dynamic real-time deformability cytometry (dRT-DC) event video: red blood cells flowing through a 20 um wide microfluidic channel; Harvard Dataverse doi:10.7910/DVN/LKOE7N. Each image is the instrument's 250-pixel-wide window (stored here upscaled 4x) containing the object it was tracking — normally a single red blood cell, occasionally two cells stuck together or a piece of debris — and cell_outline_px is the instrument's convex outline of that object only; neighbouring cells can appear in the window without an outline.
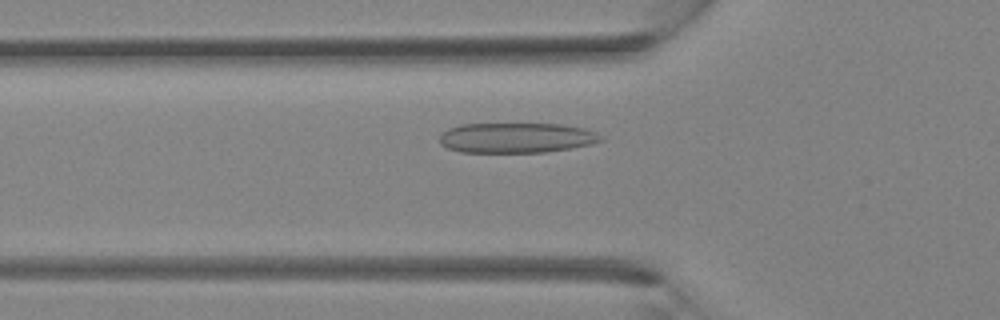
{"species": "Egyptian fruit bat (a non-hibernating species)", "species_latin": "Rousettus aegyptiacus", "temperature_condition": "room temperature", "stored_images_in_passage": 37, "camera_frame_rate_fps": 3000, "um_per_image_px": 0.085, "animal": {"sex": "female"}, "frame": {"image": 1, "passage_image": 12, "time_ms": 3.667, "image_size_px": [1000, 320], "cell_outline_px": [[604, 140], [592, 144], [572, 148], [544, 152], [460, 152], [448, 148], [440, 144], [440, 136], [448, 128], [460, 124], [560, 124], [584, 128], [596, 132], [604, 136]], "centroid_in_image_um": [43.93, 11.71], "position_along_channel_um": 81.9, "area_um2": 28.44}}
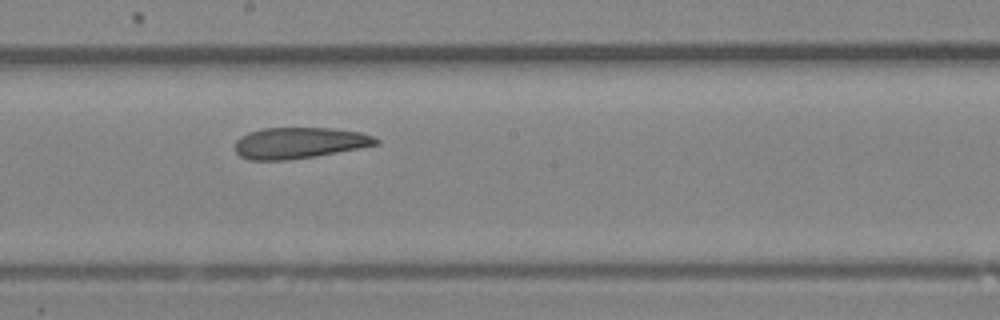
{"frame": {"image": 2, "passage_image": 20, "time_ms": 6.333, "image_size_px": [1000, 320], "cell_outline_px": [[380, 144], [360, 148], [316, 156], [288, 160], [248, 160], [240, 156], [236, 152], [236, 140], [240, 136], [248, 132], [260, 128], [332, 128], [360, 132], [372, 136], [380, 140]], "centroid_in_image_um": [25.43, 12.15], "position_along_channel_um": 222.8, "area_um2": 25.72}}
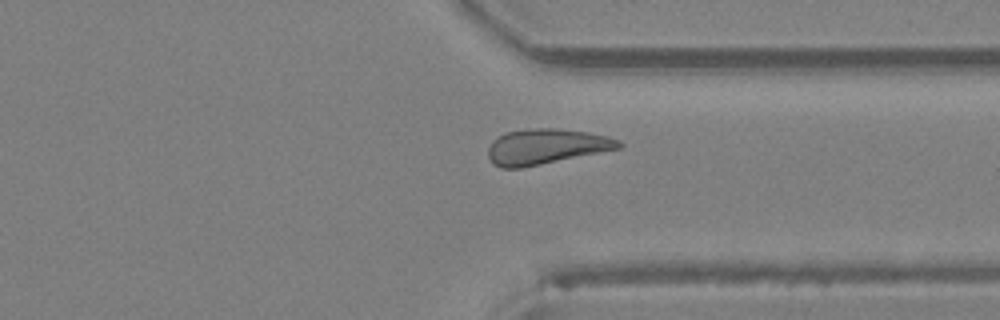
{"frame": {"image": 3, "passage_image": 28, "time_ms": 9.0, "image_size_px": [1000, 320], "cell_outline_px": [[624, 144], [620, 148], [520, 168], [500, 168], [492, 164], [488, 156], [488, 148], [492, 140], [508, 132], [532, 128], [556, 128], [588, 132], [608, 136], [620, 140]], "centroid_in_image_um": [46.41, 12.45], "position_along_channel_um": 365.0, "area_um2": 26.76}}